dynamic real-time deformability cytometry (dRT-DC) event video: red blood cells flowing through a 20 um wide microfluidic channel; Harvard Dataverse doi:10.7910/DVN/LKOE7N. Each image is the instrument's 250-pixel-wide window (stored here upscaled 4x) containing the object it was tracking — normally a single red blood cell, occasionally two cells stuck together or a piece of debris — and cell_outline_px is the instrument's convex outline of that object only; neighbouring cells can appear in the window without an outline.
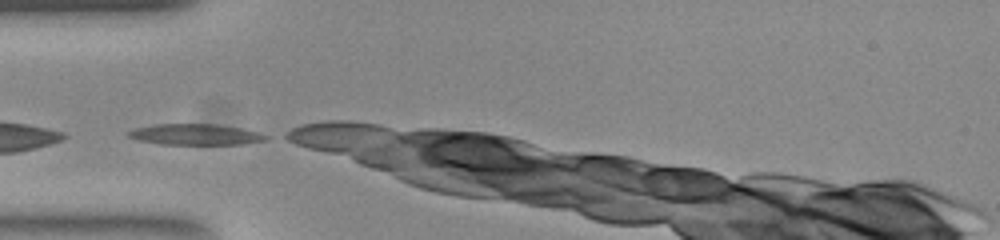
{"species": "common noctule bat (a hibernating species)", "species_latin": "Nyctalus noctula", "temperature_condition": "room temperature", "stored_images_in_passage": 36, "camera_frame_rate_fps": 3000, "um_per_image_px": 0.085, "animal": {"sex": "female", "body_mass_g": 23.0, "forearm_length_mm": 53.4}, "frame": {"image": 1, "passage_image": 1, "time_ms": 0.0, "image_size_px": [1000, 240], "cell_outline_px": [[268, 136], [264, 140], [244, 144], [160, 144], [140, 140], [128, 136], [128, 132], [136, 128], [156, 124], [216, 124], [240, 128], [256, 132]], "centroid_in_image_um": [16.6, 11.43], "position_along_channel_um": 68.4, "area_um2": 16.42}, "authors_computed_cell_mechanics": {"area_um2": 15.7505, "velocity_mm_per_s": 3.8283, "shape_relaxation_time_tau1_ms": 6.104, "shape_relaxation_time_tau2_ms": null, "deformation_change_tau1": 0.1518, "deformation_change_tau2": null}}